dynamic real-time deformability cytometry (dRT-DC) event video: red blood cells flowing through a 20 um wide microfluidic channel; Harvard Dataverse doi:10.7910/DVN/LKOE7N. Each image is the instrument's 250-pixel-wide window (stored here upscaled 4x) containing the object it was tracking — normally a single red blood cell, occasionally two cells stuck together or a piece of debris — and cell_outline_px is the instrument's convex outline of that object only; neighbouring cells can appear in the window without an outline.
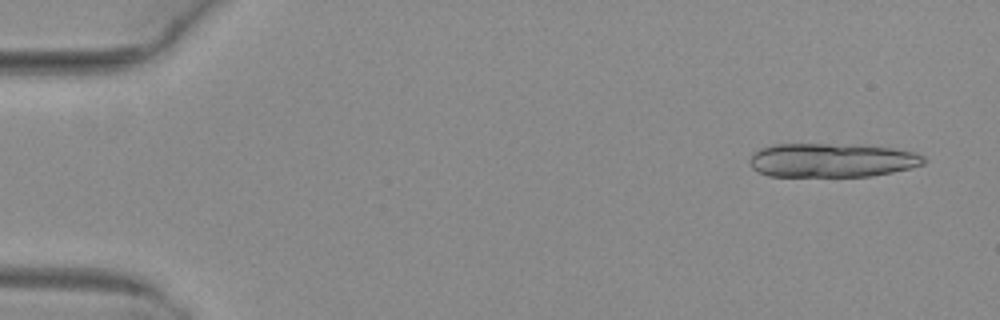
{"species": "common noctule bat (a hibernating species)", "species_latin": "Nyctalus noctula", "temperature_condition": "warm", "stored_images_in_passage": 4, "camera_frame_rate_fps": 3000, "um_per_image_px": 0.085, "animal": {"sex": "female", "body_mass_g": 29.2, "forearm_length_mm": 56.3}, "frame": {"image": 1, "passage_image": 1, "time_ms": 0.0, "image_size_px": [1000, 320], "cell_outline_px": [[928, 160], [924, 164], [912, 168], [872, 176], [768, 176], [752, 168], [748, 160], [760, 148], [772, 144], [828, 144], [892, 148], [916, 152], [924, 156]], "centroid_in_image_um": [70.72, 13.63], "position_along_channel_um": 14.3, "area_um2": 34.39}}